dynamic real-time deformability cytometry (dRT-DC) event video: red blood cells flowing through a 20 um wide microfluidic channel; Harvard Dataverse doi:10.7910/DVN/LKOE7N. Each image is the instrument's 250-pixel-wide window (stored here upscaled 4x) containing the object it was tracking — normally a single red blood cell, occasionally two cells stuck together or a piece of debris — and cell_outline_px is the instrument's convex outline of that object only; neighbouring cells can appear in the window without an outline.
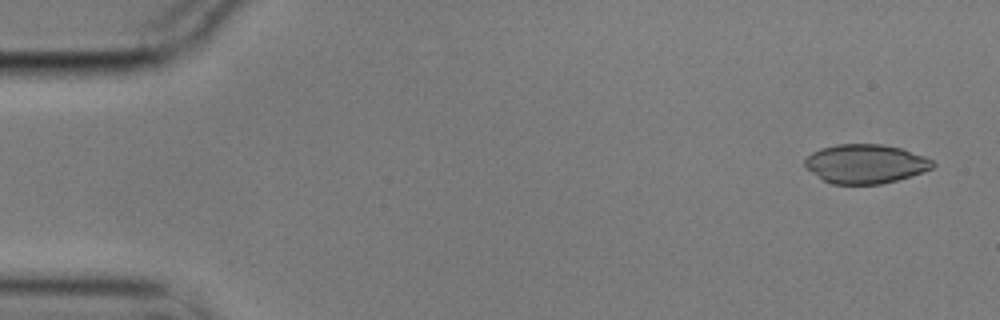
{"species": "common noctule bat (a hibernating species)", "species_latin": "Nyctalus noctula", "temperature_condition": "cold", "stored_images_in_passage": 4, "camera_frame_rate_fps": 3000, "um_per_image_px": 0.085, "animal": {"sex": "male", "body_mass_g": 17.9}, "frame": {"image": 1, "passage_image": 1, "time_ms": 0.0, "image_size_px": [1000, 320], "cell_outline_px": [[936, 164], [932, 168], [896, 180], [880, 184], [832, 184], [824, 180], [812, 172], [804, 164], [804, 160], [812, 152], [820, 148], [836, 144], [880, 144], [900, 148], [924, 156], [932, 160]], "centroid_in_image_um": [73.54, 13.92], "position_along_channel_um": 11.5, "area_um2": 28.78}}